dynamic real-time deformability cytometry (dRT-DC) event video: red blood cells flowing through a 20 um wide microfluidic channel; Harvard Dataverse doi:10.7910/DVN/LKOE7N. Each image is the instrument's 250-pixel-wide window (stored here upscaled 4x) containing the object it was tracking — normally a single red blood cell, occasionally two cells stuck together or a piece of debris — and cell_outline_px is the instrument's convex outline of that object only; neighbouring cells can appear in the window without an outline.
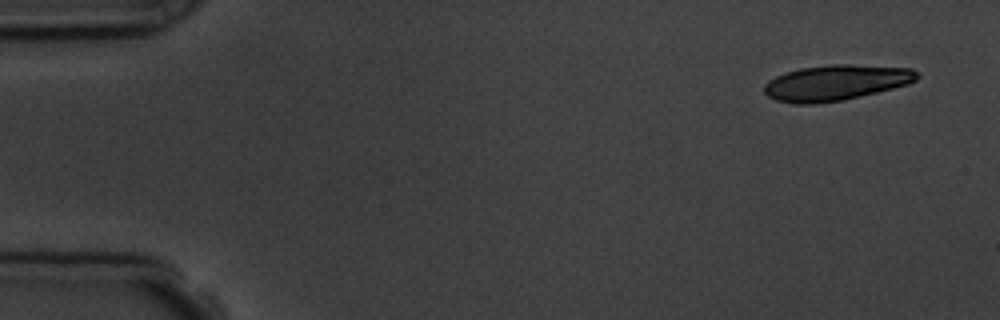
{"species": "common noctule bat (a hibernating species)", "species_latin": "Nyctalus noctula", "temperature_condition": "room temperature", "stored_images_in_passage": 4, "camera_frame_rate_fps": 3000, "um_per_image_px": 0.085, "animal": {"sex": "male", "body_mass_g": 19.5, "forearm_length_mm": 54.6}, "frame": {"image": 1, "passage_image": 1, "time_ms": 0.0, "image_size_px": [1000, 320], "cell_outline_px": [[920, 76], [916, 80], [908, 84], [876, 92], [840, 100], [812, 104], [796, 104], [776, 100], [768, 96], [764, 92], [764, 84], [768, 80], [784, 72], [800, 68], [832, 64], [848, 64], [912, 68]], "centroid_in_image_um": [71.02, 7.01], "position_along_channel_um": 14.0, "area_um2": 31.5}}